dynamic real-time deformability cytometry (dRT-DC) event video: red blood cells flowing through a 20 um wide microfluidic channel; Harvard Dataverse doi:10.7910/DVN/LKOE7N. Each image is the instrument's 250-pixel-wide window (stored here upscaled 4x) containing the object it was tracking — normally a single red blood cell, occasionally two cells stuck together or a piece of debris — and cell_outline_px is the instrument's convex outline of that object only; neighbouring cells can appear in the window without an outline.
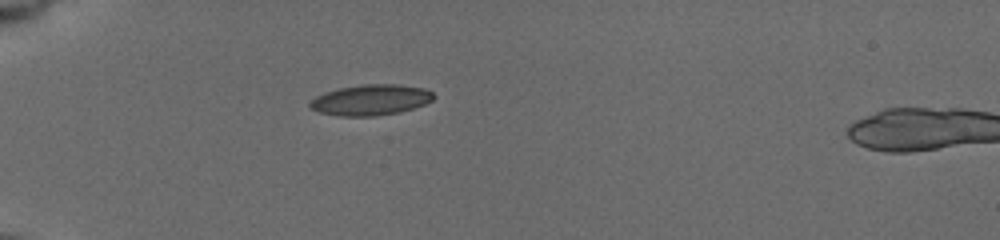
{"species": "common noctule bat (a hibernating species)", "species_latin": "Nyctalus noctula", "temperature_condition": "cold", "stored_images_in_passage": 39, "camera_frame_rate_fps": 3000, "um_per_image_px": 0.085, "animal": {"sex": "female", "body_mass_g": 19.5, "forearm_length_mm": 54.1}, "frame": {"image": 1, "passage_image": 1, "time_ms": 0.0, "image_size_px": [1000, 240], "cell_outline_px": [[436, 96], [432, 100], [424, 104], [400, 112], [372, 116], [340, 116], [320, 112], [308, 108], [308, 104], [316, 96], [324, 92], [340, 88], [364, 84], [400, 84], [424, 88], [432, 92]], "centroid_in_image_um": [31.5, 8.49], "position_along_channel_um": 53.5, "area_um2": 22.14}}
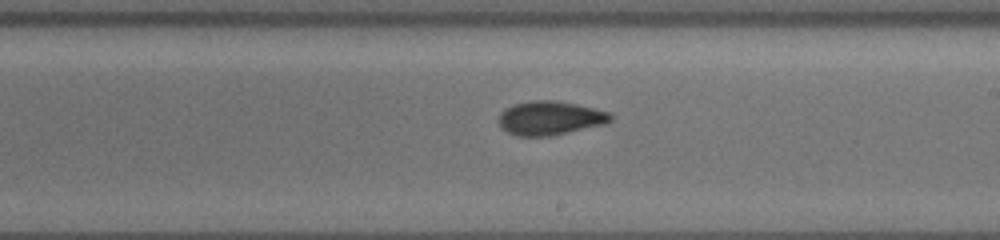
{"frame": {"image": 2, "passage_image": 18, "time_ms": 5.667, "image_size_px": [1000, 240], "cell_outline_px": [[612, 120], [604, 124], [568, 132], [548, 136], [516, 136], [500, 128], [496, 120], [500, 112], [504, 108], [512, 104], [532, 100], [556, 100], [576, 104], [612, 112]], "centroid_in_image_um": [46.7, 10.02], "position_along_channel_um": 242.3, "area_um2": 22.43}}
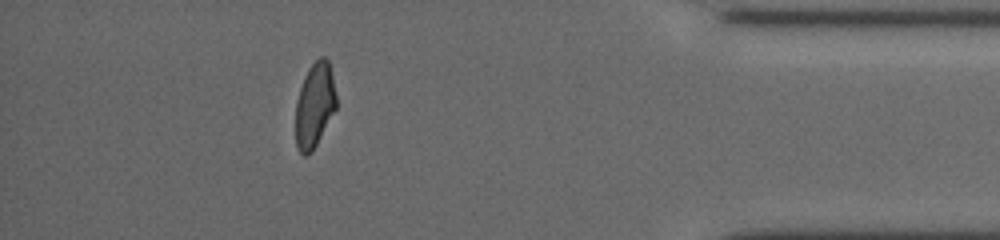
{"frame": {"image": 3, "passage_image": 34, "time_ms": 11.0, "image_size_px": [1000, 240], "cell_outline_px": [[336, 108], [312, 152], [304, 156], [296, 148], [296, 100], [304, 76], [308, 68], [320, 56], [324, 56], [328, 60], [332, 76], [336, 96]], "centroid_in_image_um": [26.73, 8.94], "position_along_channel_um": 408.5, "area_um2": 19.94}, "authors_computed_cell_mechanics": {"area_um2": 21.386, "velocity_mm_per_s": 3.7587, "shape_relaxation_time_tau1_ms": 5.8107, "shape_relaxation_time_tau2_ms": 2.1686, "deformation_change_tau1": 0.1569, "deformation_change_tau2": 0.0579}}